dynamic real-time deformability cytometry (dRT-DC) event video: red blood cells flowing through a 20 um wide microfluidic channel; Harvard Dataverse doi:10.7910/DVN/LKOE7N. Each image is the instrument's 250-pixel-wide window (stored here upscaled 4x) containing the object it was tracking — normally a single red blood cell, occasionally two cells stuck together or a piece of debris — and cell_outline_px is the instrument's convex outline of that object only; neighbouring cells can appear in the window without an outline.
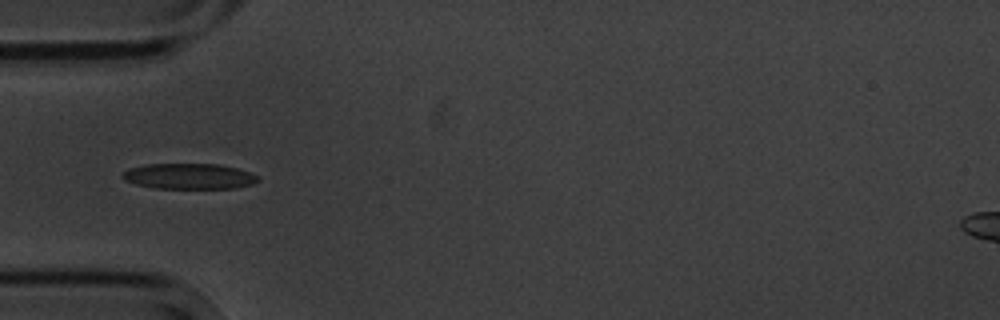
{"species": "common noctule bat (a hibernating species)", "species_latin": "Nyctalus noctula", "temperature_condition": "cold", "stored_images_in_passage": 14, "camera_frame_rate_fps": 3000, "um_per_image_px": 0.085, "animal": {"sex": "male", "body_mass_g": 20.1, "forearm_length_mm": 53.5}, "frame": {"image": 1, "passage_image": 4, "time_ms": 4.333, "image_size_px": [1000, 320], "cell_outline_px": [[260, 180], [252, 184], [236, 188], [156, 188], [136, 184], [124, 180], [120, 176], [120, 172], [128, 168], [144, 164], [220, 164], [236, 168], [248, 172], [256, 176]], "centroid_in_image_um": [16.0, 14.97], "position_along_channel_um": 69.0, "area_um2": 20.29}}
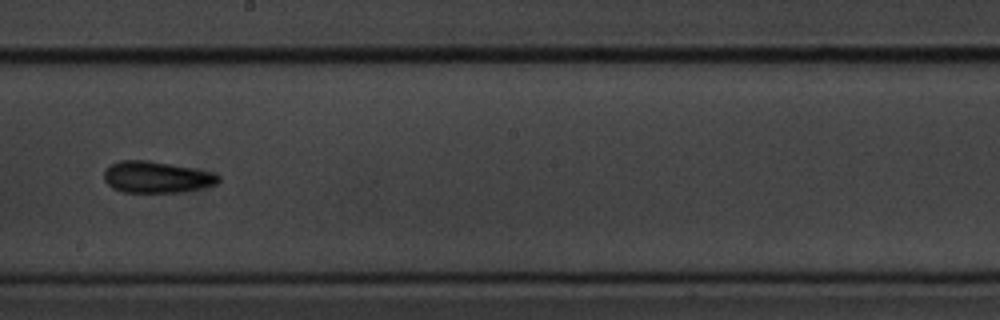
{"frame": {"image": 2, "passage_image": 8, "time_ms": 9.0, "image_size_px": [1000, 320], "cell_outline_px": [[220, 180], [216, 184], [184, 192], [124, 192], [112, 188], [104, 180], [104, 172], [112, 164], [120, 160], [148, 160], [216, 172], [220, 176]], "centroid_in_image_um": [13.34, 15.05], "position_along_channel_um": 234.9, "area_um2": 21.04}}
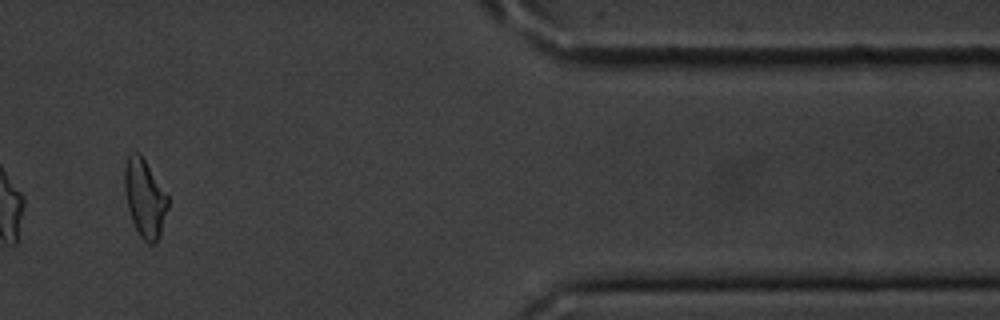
{"frame": {"image": 3, "passage_image": 13, "time_ms": 14.667, "image_size_px": [1000, 320], "cell_outline_px": [[168, 208], [160, 236], [156, 244], [148, 244], [140, 236], [132, 220], [128, 208], [124, 192], [124, 164], [128, 156], [132, 152], [140, 152], [168, 196]], "centroid_in_image_um": [12.3, 16.84], "position_along_channel_um": 399.1, "area_um2": 19.83}, "authors_computed_cell_mechanics": {"area_um2": 20.1433, "velocity_mm_per_s": 3.5392, "shape_relaxation_time_tau1_ms": 2.0592, "shape_relaxation_time_tau2_ms": 3.2376, "deformation_change_tau1": 0.1045, "deformation_change_tau2": 0.106}}